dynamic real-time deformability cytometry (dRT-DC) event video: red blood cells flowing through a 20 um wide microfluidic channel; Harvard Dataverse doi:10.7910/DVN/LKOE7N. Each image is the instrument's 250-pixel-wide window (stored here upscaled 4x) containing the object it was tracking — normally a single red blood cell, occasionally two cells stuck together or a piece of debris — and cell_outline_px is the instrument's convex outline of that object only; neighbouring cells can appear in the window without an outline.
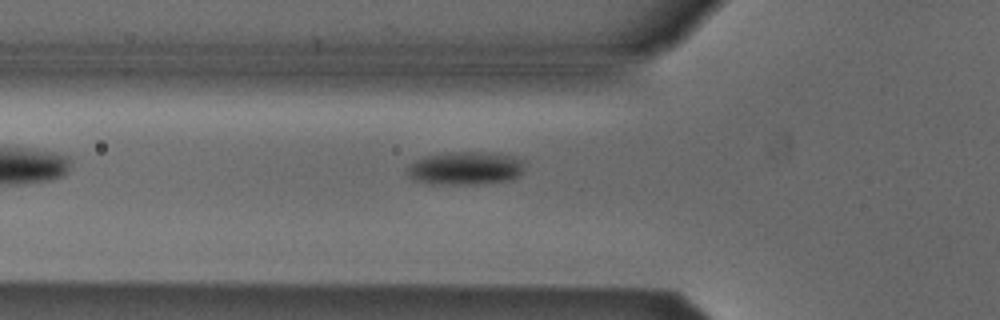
{"species": "Egyptian fruit bat (a non-hibernating species)", "species_latin": "Rousettus aegyptiacus", "temperature_condition": "cold", "stored_images_in_passage": 4, "camera_frame_rate_fps": 3000, "um_per_image_px": 0.085, "animal": {"sex": "male"}, "frame": {"image": 1, "passage_image": 4, "time_ms": 1.0, "image_size_px": [1000, 320], "cell_outline_px": [[524, 168], [520, 176], [512, 180], [476, 184], [428, 184], [412, 180], [408, 176], [404, 168], [408, 164], [424, 156], [448, 152], [492, 152], [516, 156], [524, 160]], "centroid_in_image_um": [39.54, 14.3], "position_along_channel_um": 86.3, "area_um2": 23.41}}